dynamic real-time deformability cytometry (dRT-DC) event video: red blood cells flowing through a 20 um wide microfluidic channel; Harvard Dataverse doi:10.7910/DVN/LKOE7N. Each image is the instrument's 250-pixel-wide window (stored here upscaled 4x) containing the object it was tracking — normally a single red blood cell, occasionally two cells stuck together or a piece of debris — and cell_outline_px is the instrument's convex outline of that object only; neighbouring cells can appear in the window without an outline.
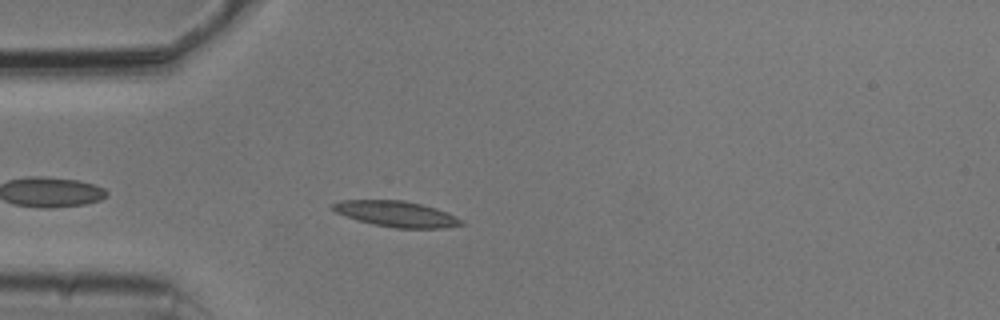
{"species": "common noctule bat (a hibernating species)", "species_latin": "Nyctalus noctula", "temperature_condition": "cold", "stored_images_in_passage": 44, "camera_frame_rate_fps": 3000, "um_per_image_px": 0.085, "animal": {"sex": "male", "body_mass_g": 20.5, "forearm_length_mm": 52.5}, "frame": {"image": 1, "passage_image": 5, "time_ms": 1.333, "image_size_px": [1000, 320], "cell_outline_px": [[464, 224], [444, 228], [396, 228], [372, 224], [356, 220], [336, 212], [332, 208], [332, 204], [340, 200], [404, 200], [436, 208], [460, 220]], "centroid_in_image_um": [33.63, 18.18], "position_along_channel_um": 51.4, "area_um2": 19.02}}
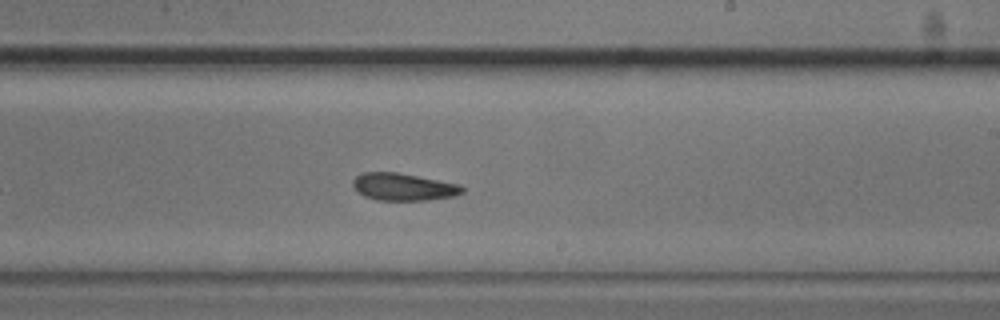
{"frame": {"image": 2, "passage_image": 22, "time_ms": 7.0, "image_size_px": [1000, 320], "cell_outline_px": [[464, 192], [456, 196], [428, 200], [376, 200], [364, 196], [352, 184], [352, 180], [356, 176], [364, 172], [396, 172], [460, 184], [464, 188]], "centroid_in_image_um": [34.32, 15.89], "position_along_channel_um": 254.7, "area_um2": 17.4}}
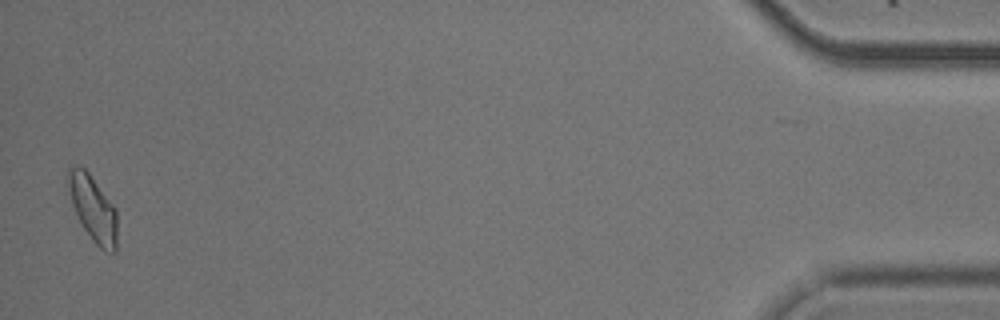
{"frame": {"image": 3, "passage_image": 43, "time_ms": 14.0, "image_size_px": [1000, 320], "cell_outline_px": [[116, 252], [104, 252], [92, 240], [84, 228], [72, 204], [68, 184], [68, 168], [72, 164], [76, 164], [84, 168], [88, 172], [116, 208]], "centroid_in_image_um": [7.91, 17.71], "position_along_channel_um": 427.3, "area_um2": 18.55}, "authors_computed_cell_mechanics": {"area_um2": 17.8602, "velocity_mm_per_s": 3.7539, "shape_relaxation_time_tau1_ms": null, "shape_relaxation_time_tau2_ms": 3.7741, "deformation_change_tau1": null, "deformation_change_tau2": 0.1109}}